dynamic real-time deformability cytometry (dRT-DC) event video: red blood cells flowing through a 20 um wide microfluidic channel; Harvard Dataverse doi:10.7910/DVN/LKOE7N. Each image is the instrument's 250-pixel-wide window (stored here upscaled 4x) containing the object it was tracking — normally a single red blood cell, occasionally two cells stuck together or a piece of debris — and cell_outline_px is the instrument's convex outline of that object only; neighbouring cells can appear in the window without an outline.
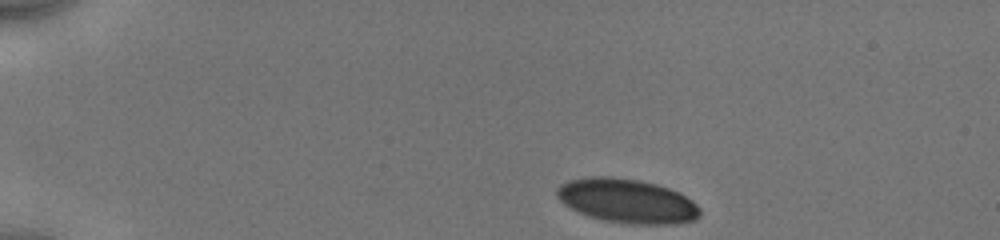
{"species": "human", "species_latin": "Homo sapiens", "temperature_condition": "cold", "stored_images_in_passage": 38, "camera_frame_rate_fps": 3000, "um_per_image_px": 0.085, "donor": {"sex": "male"}, "frame": {"image": 1, "passage_image": 1, "time_ms": 0.0, "image_size_px": [1000, 240], "cell_outline_px": [[700, 216], [696, 220], [676, 224], [636, 224], [604, 220], [588, 216], [564, 204], [556, 196], [556, 188], [560, 184], [568, 180], [592, 176], [612, 176], [640, 180], [656, 184], [680, 192], [692, 200], [700, 208]], "centroid_in_image_um": [53.31, 17.07], "position_along_channel_um": 31.7, "area_um2": 36.99}}
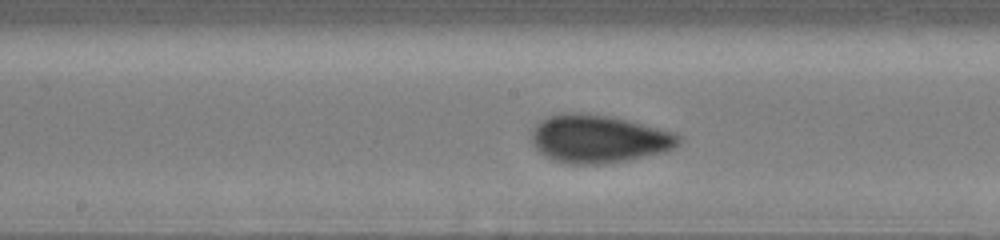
{"frame": {"image": 2, "passage_image": 16, "time_ms": 6.333, "image_size_px": [1000, 240], "cell_outline_px": [[680, 144], [664, 152], [628, 160], [604, 164], [568, 164], [552, 160], [540, 152], [532, 144], [532, 132], [536, 124], [540, 120], [548, 116], [560, 112], [580, 112], [612, 116], [628, 120], [672, 132], [680, 136]], "centroid_in_image_um": [50.85, 11.8], "position_along_channel_um": 197.4, "area_um2": 41.33}}
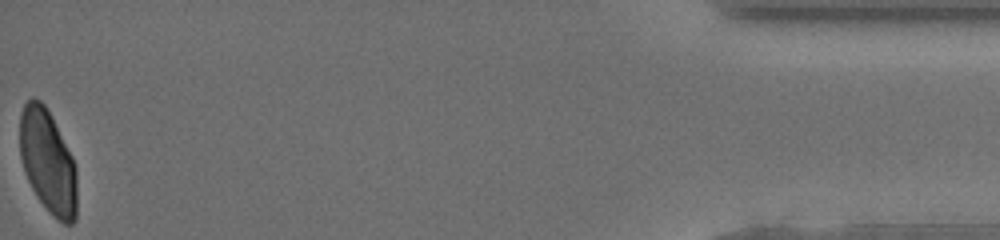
{"frame": {"image": 3, "passage_image": 38, "time_ms": 14.333, "image_size_px": [1000, 240], "cell_outline_px": [[76, 220], [72, 224], [64, 224], [56, 220], [48, 212], [36, 196], [24, 172], [20, 156], [20, 112], [24, 104], [32, 96], [40, 100], [44, 104], [52, 116], [72, 156], [76, 168]], "centroid_in_image_um": [4.06, 13.75], "position_along_channel_um": 431.1, "area_um2": 34.85}, "authors_computed_cell_mechanics": {"area_um2": 37.4544, "velocity_mm_per_s": 3.9274, "shape_relaxation_time_tau1_ms": 3.6994, "shape_relaxation_time_tau2_ms": null, "deformation_change_tau1": 0.1234, "deformation_change_tau2": null}}